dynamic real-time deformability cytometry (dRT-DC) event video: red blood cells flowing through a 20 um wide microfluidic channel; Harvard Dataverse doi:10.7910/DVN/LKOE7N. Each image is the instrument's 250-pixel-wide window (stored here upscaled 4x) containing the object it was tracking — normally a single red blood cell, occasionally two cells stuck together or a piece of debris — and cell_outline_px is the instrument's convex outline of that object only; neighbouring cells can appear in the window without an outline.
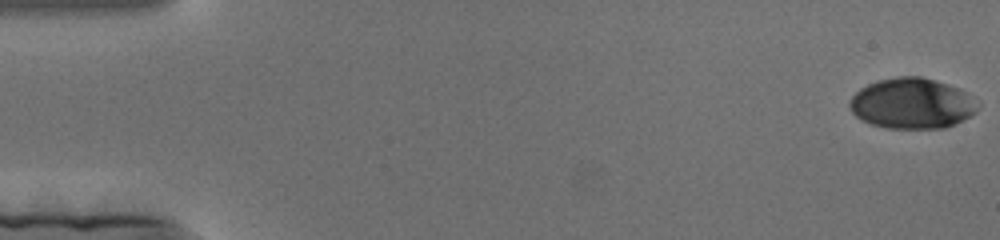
{"species": "human", "species_latin": "Homo sapiens", "temperature_condition": "cold", "stored_images_in_passage": 177, "camera_frame_rate_fps": 3000, "um_per_image_px": 0.085, "donor": {"sex": "female"}, "frame": {"image": 1, "passage_image": 1, "time_ms": 0.0, "image_size_px": [1000, 240], "cell_outline_px": [[980, 104], [976, 112], [956, 124], [944, 128], [888, 128], [872, 124], [860, 120], [852, 112], [848, 104], [848, 100], [860, 88], [876, 80], [900, 76], [920, 76], [936, 80], [960, 88]], "centroid_in_image_um": [77.51, 8.79], "position_along_channel_um": 7.5, "area_um2": 38.03}}
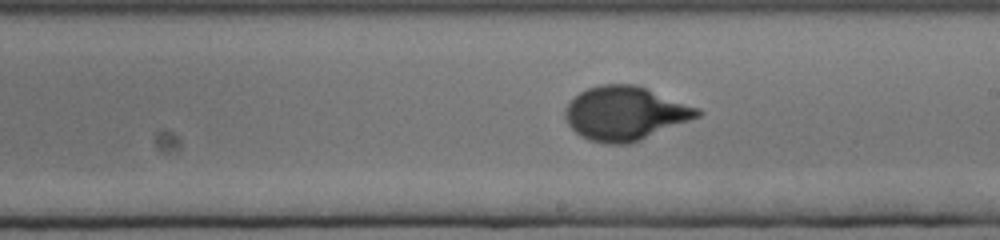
{"frame": {"image": 2, "passage_image": 101, "time_ms": 33.333, "image_size_px": [1000, 240], "cell_outline_px": [[704, 112], [700, 116], [640, 140], [628, 144], [604, 144], [588, 140], [580, 136], [568, 124], [564, 116], [564, 112], [568, 104], [580, 92], [588, 88], [600, 84], [636, 84], [700, 108]], "centroid_in_image_um": [53.14, 9.63], "position_along_channel_um": 235.9, "area_um2": 41.5}}
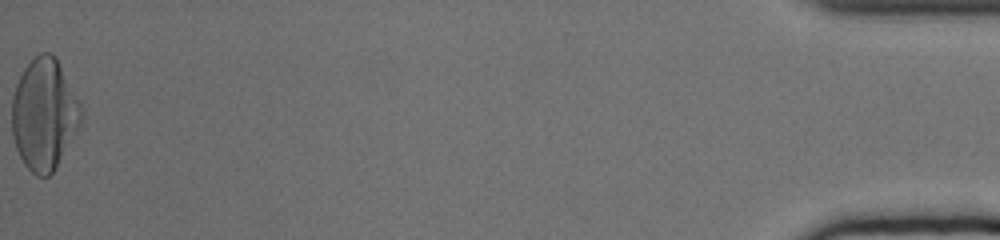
{"frame": {"image": 3, "passage_image": 177, "time_ms": 58.667, "image_size_px": [1000, 240], "cell_outline_px": [[84, 116], [76, 132], [56, 168], [48, 176], [36, 176], [24, 164], [16, 148], [12, 136], [12, 100], [16, 84], [24, 68], [40, 52], [52, 52], [56, 56], [84, 108]], "centroid_in_image_um": [3.78, 9.7], "position_along_channel_um": 431.4, "area_um2": 45.26}}